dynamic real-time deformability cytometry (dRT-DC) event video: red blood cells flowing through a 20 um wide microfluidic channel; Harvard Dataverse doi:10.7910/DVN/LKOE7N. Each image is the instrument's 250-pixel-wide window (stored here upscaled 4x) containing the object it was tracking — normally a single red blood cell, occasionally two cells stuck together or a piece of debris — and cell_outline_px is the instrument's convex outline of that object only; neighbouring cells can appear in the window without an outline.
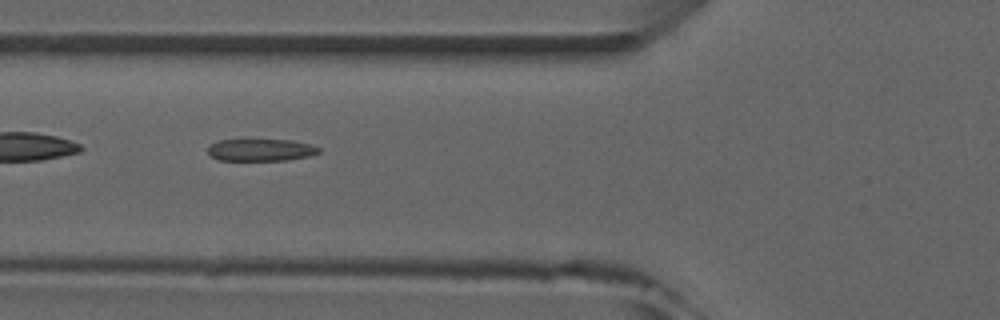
{"species": "common noctule bat (a hibernating species)", "species_latin": "Nyctalus noctula", "temperature_condition": "room temperature", "stored_images_in_passage": 4, "camera_frame_rate_fps": 3000, "um_per_image_px": 0.085, "animal": {"sex": "male", "forearm_length_mm": 52.5}, "frame": {"image": 1, "passage_image": 2, "time_ms": 1.0, "image_size_px": [1000, 320], "cell_outline_px": [[320, 152], [308, 156], [288, 160], [216, 160], [208, 152], [208, 144], [220, 140], [244, 136], [292, 140], [312, 144], [320, 148]], "centroid_in_image_um": [22.12, 12.68], "position_along_channel_um": 103.7, "area_um2": 15.37}}
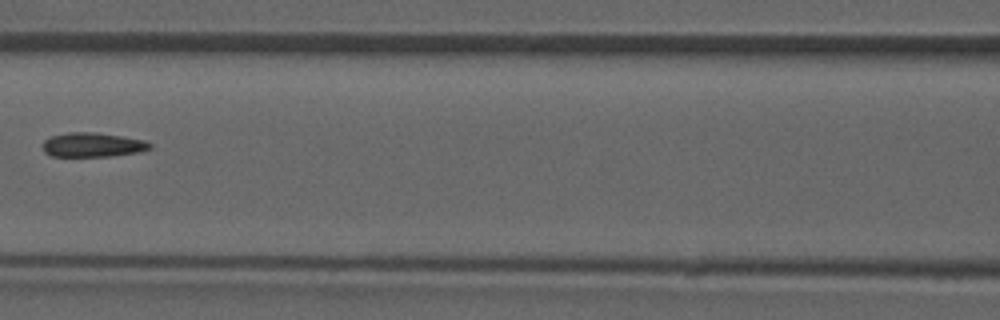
{"frame": {"image": 2, "passage_image": 3, "time_ms": 2.333, "image_size_px": [1000, 320], "cell_outline_px": [[152, 148], [140, 152], [112, 156], [52, 156], [44, 152], [40, 144], [44, 140], [52, 136], [68, 132], [96, 132], [144, 140], [152, 144]], "centroid_in_image_um": [7.85, 12.31], "position_along_channel_um": 158.7, "area_um2": 15.32}}